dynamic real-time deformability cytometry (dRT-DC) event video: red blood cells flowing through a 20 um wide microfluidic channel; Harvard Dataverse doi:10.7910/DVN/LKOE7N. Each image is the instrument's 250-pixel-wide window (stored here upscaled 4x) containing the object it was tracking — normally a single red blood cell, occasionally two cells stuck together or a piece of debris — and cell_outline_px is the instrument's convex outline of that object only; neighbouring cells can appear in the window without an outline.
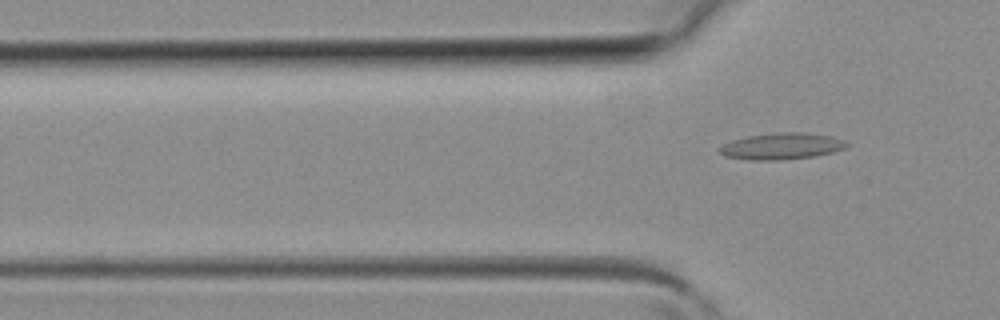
{"species": "common noctule bat (a hibernating species)", "species_latin": "Nyctalus noctula", "temperature_condition": "room temperature", "stored_images_in_passage": 4, "segment_of_instrument_passage": [2, 2], "camera_frame_rate_fps": 3000, "um_per_image_px": 0.085, "animal": {"sex": "female", "body_mass_g": 19.3, "forearm_length_mm": 54.1}, "frame": {"image": 1, "passage_image": 4, "time_ms": 1.0, "image_size_px": [1000, 320], "cell_outline_px": [[852, 144], [844, 148], [832, 152], [816, 156], [780, 160], [748, 160], [724, 156], [716, 148], [732, 140], [748, 136], [784, 132], [804, 132], [832, 136], [844, 140]], "centroid_in_image_um": [66.45, 12.43], "position_along_channel_um": 59.3, "area_um2": 19.71}}